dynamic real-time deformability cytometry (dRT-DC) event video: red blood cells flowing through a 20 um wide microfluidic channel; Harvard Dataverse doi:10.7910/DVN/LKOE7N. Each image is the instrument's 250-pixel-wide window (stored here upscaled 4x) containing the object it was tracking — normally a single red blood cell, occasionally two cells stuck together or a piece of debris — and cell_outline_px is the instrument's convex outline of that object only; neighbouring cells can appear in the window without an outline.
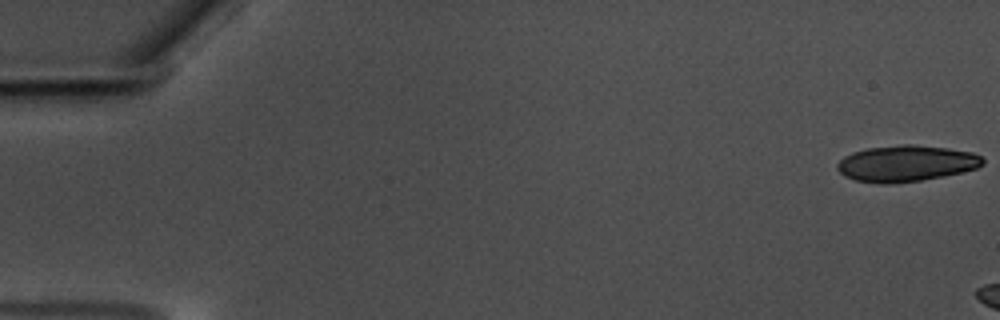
{"species": "common noctule bat (a hibernating species)", "species_latin": "Nyctalus noctula", "temperature_condition": "warm", "stored_images_in_passage": 16, "camera_frame_rate_fps": 3000, "um_per_image_px": 0.085, "animal": {"sex": "male", "body_mass_g": 17.5, "forearm_length_mm": 52.3}, "frame": {"image": 1, "passage_image": 1, "time_ms": 0.0, "image_size_px": [1000, 320], "cell_outline_px": [[984, 164], [976, 168], [944, 176], [920, 180], [888, 184], [880, 184], [856, 180], [844, 176], [836, 168], [836, 164], [844, 156], [852, 152], [868, 148], [900, 144], [916, 144], [948, 148], [972, 152], [980, 156], [984, 160]], "centroid_in_image_um": [77.0, 13.88], "position_along_channel_um": 8.0, "area_um2": 30.75}}